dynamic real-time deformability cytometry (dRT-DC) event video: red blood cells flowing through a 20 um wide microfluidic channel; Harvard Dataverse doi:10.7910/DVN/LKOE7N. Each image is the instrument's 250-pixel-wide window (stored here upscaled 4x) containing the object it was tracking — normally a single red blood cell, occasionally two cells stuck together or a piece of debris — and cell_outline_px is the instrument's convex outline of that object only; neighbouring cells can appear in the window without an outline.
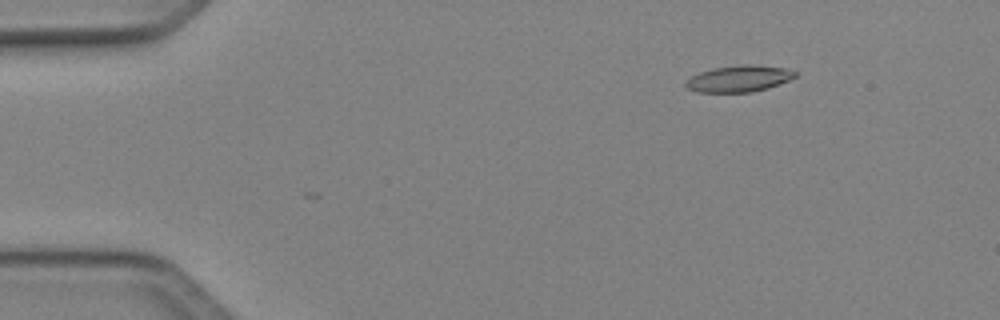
{"species": "Egyptian fruit bat (a non-hibernating species)", "species_latin": "Rousettus aegyptiacus", "temperature_condition": "cold", "stored_images_in_passage": 2, "camera_frame_rate_fps": 3000, "um_per_image_px": 0.085, "animal": {"sex": "female"}, "frame": {"image": 1, "passage_image": 2, "time_ms": 0.333, "image_size_px": [1000, 320], "cell_outline_px": [[796, 76], [788, 80], [768, 88], [752, 92], [696, 92], [688, 88], [684, 84], [692, 76], [700, 72], [712, 68], [740, 64], [748, 64], [788, 68], [796, 72]], "centroid_in_image_um": [62.81, 6.68], "position_along_channel_um": 22.2, "area_um2": 16.82}}